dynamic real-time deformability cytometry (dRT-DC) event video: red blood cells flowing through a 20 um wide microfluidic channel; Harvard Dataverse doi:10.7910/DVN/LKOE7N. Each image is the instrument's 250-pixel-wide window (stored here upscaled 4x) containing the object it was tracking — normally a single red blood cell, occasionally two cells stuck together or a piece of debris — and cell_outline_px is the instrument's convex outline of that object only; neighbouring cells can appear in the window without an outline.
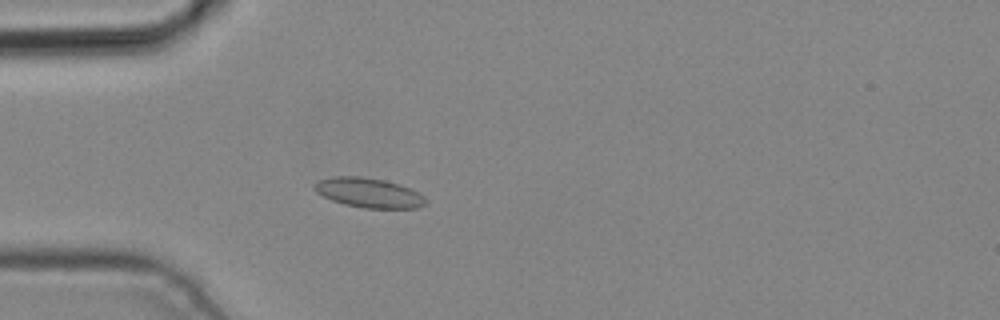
{"species": "common noctule bat (a hibernating species)", "species_latin": "Nyctalus noctula", "temperature_condition": "cold", "stored_images_in_passage": 5, "camera_frame_rate_fps": 3000, "um_per_image_px": 0.085, "animal": {"sex": "male", "body_mass_g": 19.2, "forearm_length_mm": 51.8}, "frame": {"image": 1, "passage_image": 4, "time_ms": 1.0, "image_size_px": [1000, 320], "cell_outline_px": [[428, 200], [424, 204], [416, 208], [364, 208], [344, 204], [332, 200], [316, 192], [312, 188], [312, 184], [320, 180], [332, 176], [360, 176], [384, 180], [400, 184], [424, 196]], "centroid_in_image_um": [31.31, 16.38], "position_along_channel_um": 53.7, "area_um2": 19.19}}